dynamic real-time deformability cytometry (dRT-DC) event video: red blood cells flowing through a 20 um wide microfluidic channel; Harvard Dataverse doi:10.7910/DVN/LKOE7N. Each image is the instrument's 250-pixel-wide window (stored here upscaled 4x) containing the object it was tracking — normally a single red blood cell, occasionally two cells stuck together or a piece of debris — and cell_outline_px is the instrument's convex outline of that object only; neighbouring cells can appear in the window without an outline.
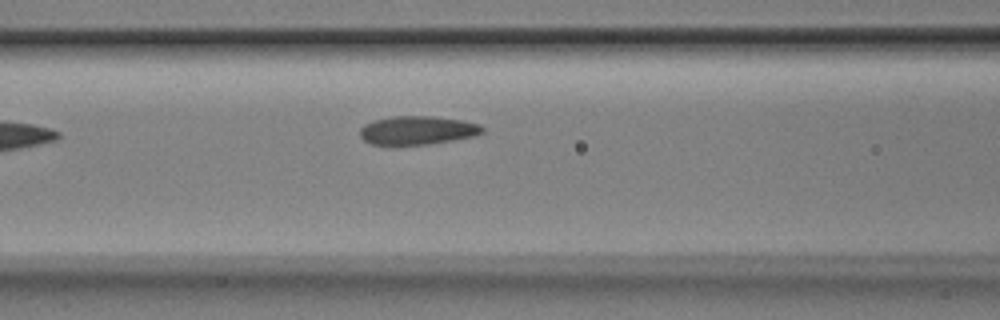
{"species": "Egyptian fruit bat (a non-hibernating species)", "species_latin": "Rousettus aegyptiacus", "temperature_condition": "room temperature", "stored_images_in_passage": 3, "camera_frame_rate_fps": 3000, "um_per_image_px": 0.085, "animal": {"sex": "male"}, "frame": {"image": 1, "passage_image": 3, "time_ms": 0.667, "image_size_px": [1000, 320], "cell_outline_px": [[484, 132], [476, 136], [428, 144], [396, 148], [372, 144], [364, 140], [360, 136], [360, 128], [364, 124], [372, 120], [392, 116], [432, 116], [464, 120], [480, 124], [484, 128]], "centroid_in_image_um": [35.44, 11.11], "position_along_channel_um": 131.2, "area_um2": 21.27}}